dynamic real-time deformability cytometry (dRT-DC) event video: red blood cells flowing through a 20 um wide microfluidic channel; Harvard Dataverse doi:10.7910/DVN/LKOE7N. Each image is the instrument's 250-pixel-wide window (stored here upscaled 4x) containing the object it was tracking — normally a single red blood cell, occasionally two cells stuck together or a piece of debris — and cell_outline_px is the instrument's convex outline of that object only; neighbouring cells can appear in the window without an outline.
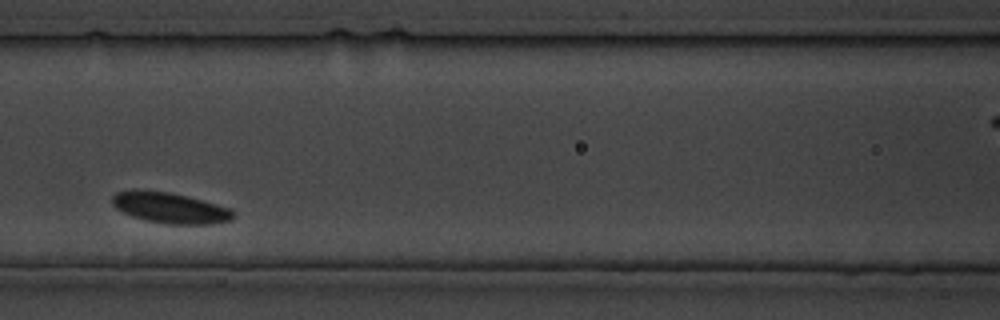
{"species": "common noctule bat (a hibernating species)", "species_latin": "Nyctalus noctula", "temperature_condition": "cold", "stored_images_in_passage": 19, "camera_frame_rate_fps": 3000, "um_per_image_px": 0.085, "animal": {"sex": "male", "body_mass_g": 19.5, "forearm_length_mm": 54.6}, "frame": {"image": 1, "passage_image": 9, "time_ms": 10.0, "image_size_px": [1000, 320], "cell_outline_px": [[236, 216], [232, 220], [212, 224], [164, 224], [132, 216], [116, 208], [112, 204], [112, 196], [116, 192], [132, 188], [168, 192], [188, 196], [232, 208]], "centroid_in_image_um": [14.47, 17.65], "position_along_channel_um": 152.1, "area_um2": 22.02}}
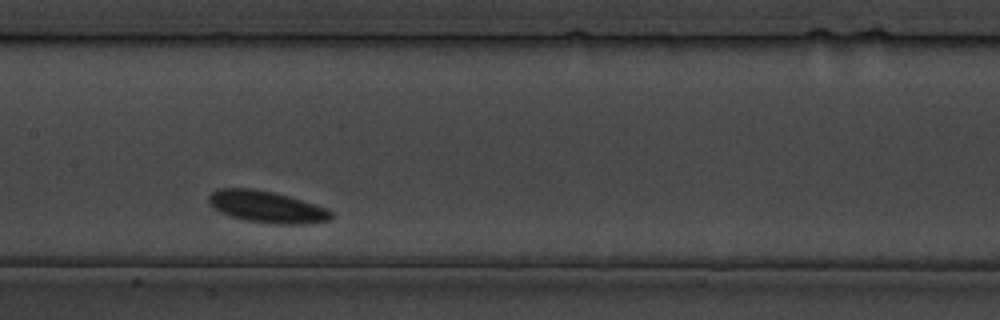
{"frame": {"image": 2, "passage_image": 11, "time_ms": 12.333, "image_size_px": [1000, 320], "cell_outline_px": [[332, 216], [328, 220], [312, 224], [268, 224], [244, 220], [220, 212], [212, 208], [208, 200], [208, 196], [212, 192], [220, 188], [256, 188], [288, 196], [328, 208], [332, 212]], "centroid_in_image_um": [22.67, 17.59], "position_along_channel_um": 184.7, "area_um2": 22.83}}
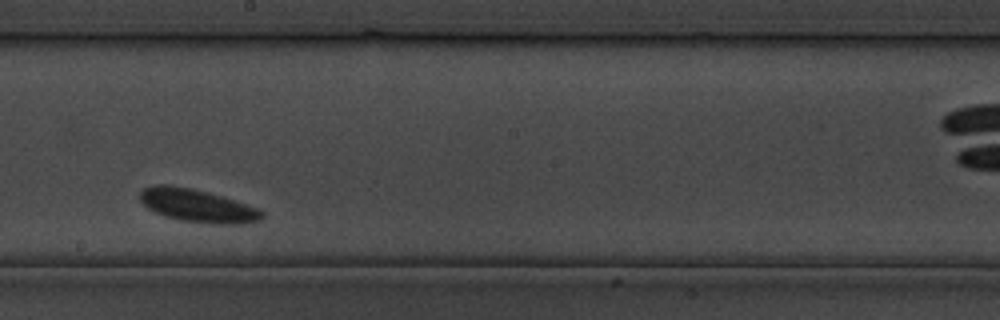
{"frame": {"image": 3, "passage_image": 14, "time_ms": 15.667, "image_size_px": [1000, 320], "cell_outline_px": [[264, 216], [260, 220], [244, 224], [212, 224], [180, 220], [164, 216], [148, 208], [140, 200], [140, 192], [144, 188], [152, 184], [168, 184], [192, 188], [208, 192], [260, 208], [264, 212]], "centroid_in_image_um": [16.8, 17.48], "position_along_channel_um": 231.4, "area_um2": 23.64}}